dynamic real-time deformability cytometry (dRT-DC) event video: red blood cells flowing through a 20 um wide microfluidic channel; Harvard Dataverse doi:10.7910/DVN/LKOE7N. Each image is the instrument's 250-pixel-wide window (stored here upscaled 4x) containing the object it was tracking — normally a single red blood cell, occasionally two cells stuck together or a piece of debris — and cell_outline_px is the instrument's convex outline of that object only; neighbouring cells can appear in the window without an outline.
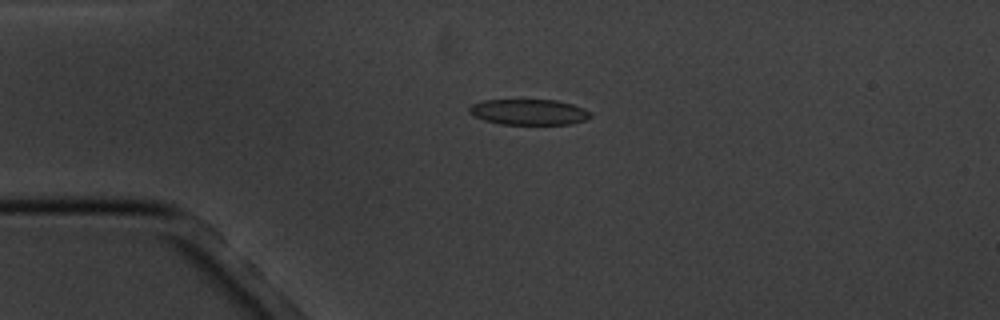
{"species": "common noctule bat (a hibernating species)", "species_latin": "Nyctalus noctula", "temperature_condition": "cold", "stored_images_in_passage": 5, "camera_frame_rate_fps": 3000, "um_per_image_px": 0.085, "animal": {"sex": "male", "body_mass_g": 20.1, "forearm_length_mm": 53.5}, "frame": {"image": 1, "passage_image": 3, "time_ms": 3.0, "image_size_px": [1000, 320], "cell_outline_px": [[592, 116], [584, 120], [572, 124], [500, 124], [484, 120], [468, 112], [468, 108], [472, 104], [484, 100], [556, 100], [572, 104], [584, 108], [592, 112]], "centroid_in_image_um": [44.97, 9.52], "position_along_channel_um": 40.0, "area_um2": 18.15}}
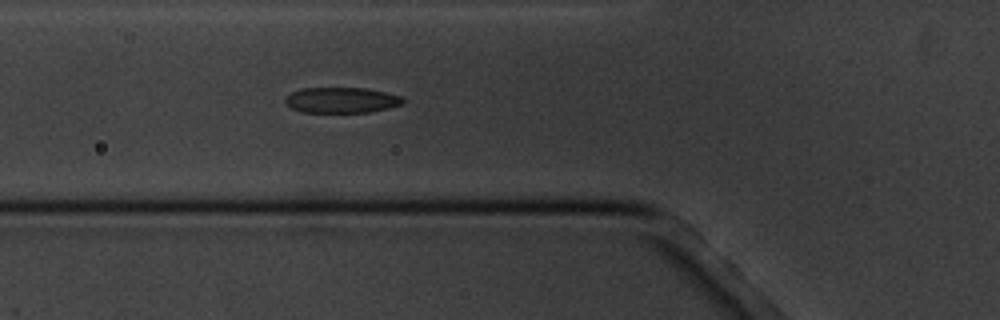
{"frame": {"image": 2, "passage_image": 5, "time_ms": 5.333, "image_size_px": [1000, 320], "cell_outline_px": [[404, 104], [372, 112], [304, 112], [292, 108], [284, 104], [284, 100], [292, 92], [300, 88], [364, 88], [404, 96]], "centroid_in_image_um": [29.05, 8.51], "position_along_channel_um": 96.8, "area_um2": 17.63}}